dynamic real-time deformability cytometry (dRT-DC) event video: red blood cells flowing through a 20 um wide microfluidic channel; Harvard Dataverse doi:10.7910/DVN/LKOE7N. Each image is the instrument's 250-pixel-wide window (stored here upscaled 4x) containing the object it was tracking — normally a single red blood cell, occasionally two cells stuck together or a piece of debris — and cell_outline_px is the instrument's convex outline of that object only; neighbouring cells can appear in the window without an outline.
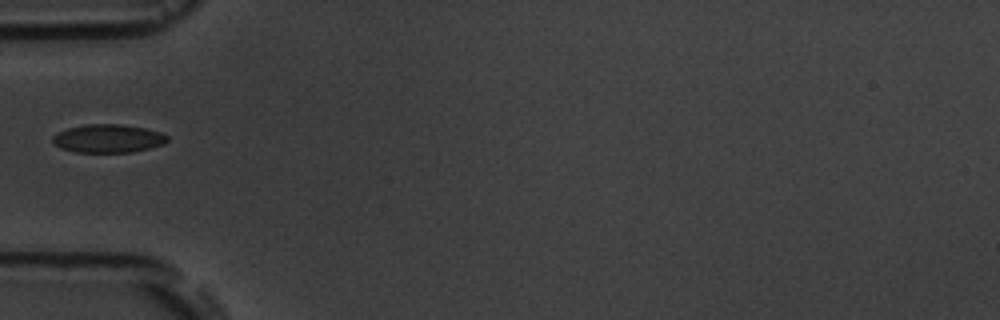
{"species": "common noctule bat (a hibernating species)", "species_latin": "Nyctalus noctula", "temperature_condition": "room temperature", "stored_images_in_passage": 4, "camera_frame_rate_fps": 3000, "um_per_image_px": 0.085, "animal": {"sex": "male", "body_mass_g": 19.5, "forearm_length_mm": 54.6}, "frame": {"image": 1, "passage_image": 1, "time_ms": 0.0, "image_size_px": [1000, 320], "cell_outline_px": [[168, 140], [164, 144], [132, 152], [76, 152], [60, 148], [52, 140], [52, 136], [68, 128], [84, 124], [120, 124], [144, 128], [160, 132], [168, 136]], "centroid_in_image_um": [9.19, 11.77], "position_along_channel_um": 75.8, "area_um2": 18.79}}
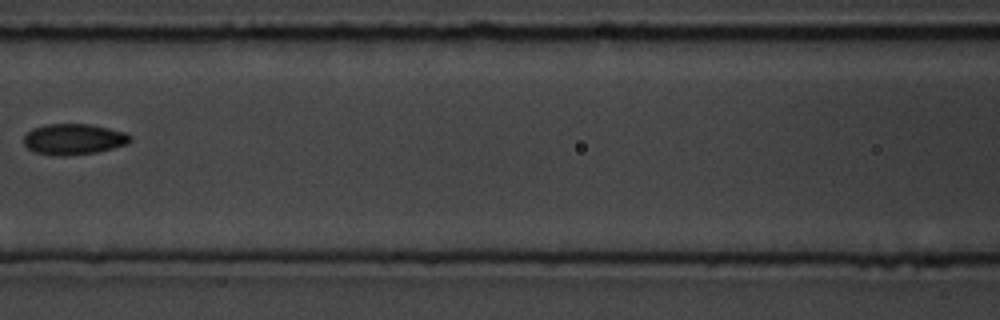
{"frame": {"image": 2, "passage_image": 3, "time_ms": 2.333, "image_size_px": [1000, 320], "cell_outline_px": [[132, 140], [128, 144], [96, 152], [64, 156], [60, 156], [36, 152], [28, 148], [24, 144], [24, 136], [32, 128], [44, 124], [88, 124], [108, 128], [124, 132], [132, 136]], "centroid_in_image_um": [6.27, 11.82], "position_along_channel_um": 160.3, "area_um2": 19.07}}
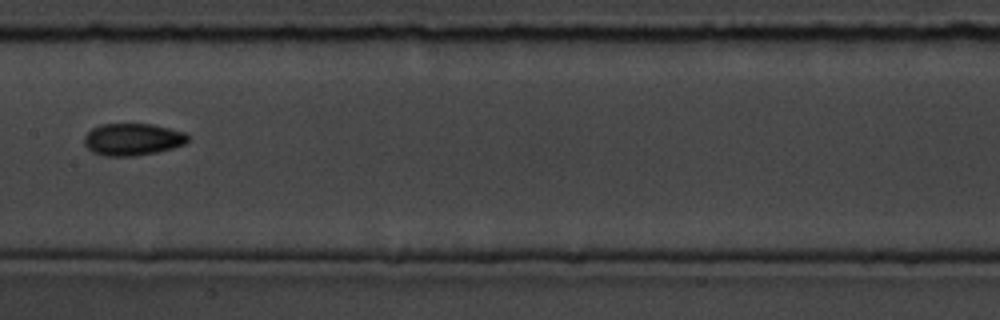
{"frame": {"image": 3, "passage_image": 4, "time_ms": 3.333, "image_size_px": [1000, 320], "cell_outline_px": [[188, 140], [184, 144], [172, 148], [156, 152], [132, 156], [104, 156], [92, 152], [84, 144], [84, 136], [92, 128], [100, 124], [152, 124], [184, 132], [188, 136]], "centroid_in_image_um": [11.24, 11.85], "position_along_channel_um": 196.2, "area_um2": 19.31}}